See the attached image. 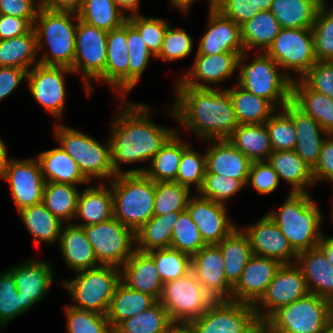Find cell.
<instances>
[{
  "label": "cell",
  "instance_id": "6da1fadb",
  "mask_svg": "<svg viewBox=\"0 0 333 333\" xmlns=\"http://www.w3.org/2000/svg\"><path fill=\"white\" fill-rule=\"evenodd\" d=\"M123 110L112 122L110 145L115 174L123 173L120 162L150 161L160 148L177 132L154 124L145 104L123 103Z\"/></svg>",
  "mask_w": 333,
  "mask_h": 333
},
{
  "label": "cell",
  "instance_id": "7a4b0ae2",
  "mask_svg": "<svg viewBox=\"0 0 333 333\" xmlns=\"http://www.w3.org/2000/svg\"><path fill=\"white\" fill-rule=\"evenodd\" d=\"M171 116L206 141L228 139L238 126L226 89L176 86Z\"/></svg>",
  "mask_w": 333,
  "mask_h": 333
},
{
  "label": "cell",
  "instance_id": "3957f363",
  "mask_svg": "<svg viewBox=\"0 0 333 333\" xmlns=\"http://www.w3.org/2000/svg\"><path fill=\"white\" fill-rule=\"evenodd\" d=\"M109 184L114 218L135 233L154 215L155 182L145 173L124 171Z\"/></svg>",
  "mask_w": 333,
  "mask_h": 333
},
{
  "label": "cell",
  "instance_id": "277c9868",
  "mask_svg": "<svg viewBox=\"0 0 333 333\" xmlns=\"http://www.w3.org/2000/svg\"><path fill=\"white\" fill-rule=\"evenodd\" d=\"M279 209L268 215L297 254L318 246L322 237L319 232L322 214L309 193L290 192Z\"/></svg>",
  "mask_w": 333,
  "mask_h": 333
},
{
  "label": "cell",
  "instance_id": "5b68a950",
  "mask_svg": "<svg viewBox=\"0 0 333 333\" xmlns=\"http://www.w3.org/2000/svg\"><path fill=\"white\" fill-rule=\"evenodd\" d=\"M72 19H78L77 12L50 11L40 7L33 27L37 35V50L48 45L50 54L45 53L39 64L73 67L77 23L74 25Z\"/></svg>",
  "mask_w": 333,
  "mask_h": 333
},
{
  "label": "cell",
  "instance_id": "8992f818",
  "mask_svg": "<svg viewBox=\"0 0 333 333\" xmlns=\"http://www.w3.org/2000/svg\"><path fill=\"white\" fill-rule=\"evenodd\" d=\"M331 321L333 304L308 293L276 310L262 324V333H320Z\"/></svg>",
  "mask_w": 333,
  "mask_h": 333
},
{
  "label": "cell",
  "instance_id": "52a82bcc",
  "mask_svg": "<svg viewBox=\"0 0 333 333\" xmlns=\"http://www.w3.org/2000/svg\"><path fill=\"white\" fill-rule=\"evenodd\" d=\"M245 57L244 52L237 61L240 69L237 85L282 109L292 100V80L279 71V65L265 52H260L251 63H245Z\"/></svg>",
  "mask_w": 333,
  "mask_h": 333
},
{
  "label": "cell",
  "instance_id": "ba28073f",
  "mask_svg": "<svg viewBox=\"0 0 333 333\" xmlns=\"http://www.w3.org/2000/svg\"><path fill=\"white\" fill-rule=\"evenodd\" d=\"M76 273L75 279L61 282L76 303L71 306L106 315L117 284L121 281V269L100 265Z\"/></svg>",
  "mask_w": 333,
  "mask_h": 333
},
{
  "label": "cell",
  "instance_id": "9c48e42d",
  "mask_svg": "<svg viewBox=\"0 0 333 333\" xmlns=\"http://www.w3.org/2000/svg\"><path fill=\"white\" fill-rule=\"evenodd\" d=\"M54 129L56 139L61 144L60 148L78 164L80 171L89 181L93 177L109 178V181L115 177L110 140L106 145H102L91 136L57 123Z\"/></svg>",
  "mask_w": 333,
  "mask_h": 333
},
{
  "label": "cell",
  "instance_id": "30bf717a",
  "mask_svg": "<svg viewBox=\"0 0 333 333\" xmlns=\"http://www.w3.org/2000/svg\"><path fill=\"white\" fill-rule=\"evenodd\" d=\"M176 327L188 326L215 301L191 270L185 276L163 284L158 300Z\"/></svg>",
  "mask_w": 333,
  "mask_h": 333
},
{
  "label": "cell",
  "instance_id": "8fae6325",
  "mask_svg": "<svg viewBox=\"0 0 333 333\" xmlns=\"http://www.w3.org/2000/svg\"><path fill=\"white\" fill-rule=\"evenodd\" d=\"M187 327L193 333H262L254 305L233 300L214 301Z\"/></svg>",
  "mask_w": 333,
  "mask_h": 333
},
{
  "label": "cell",
  "instance_id": "7c38bea8",
  "mask_svg": "<svg viewBox=\"0 0 333 333\" xmlns=\"http://www.w3.org/2000/svg\"><path fill=\"white\" fill-rule=\"evenodd\" d=\"M82 228L101 265L121 268L135 250V233L115 218Z\"/></svg>",
  "mask_w": 333,
  "mask_h": 333
},
{
  "label": "cell",
  "instance_id": "4fadbf2b",
  "mask_svg": "<svg viewBox=\"0 0 333 333\" xmlns=\"http://www.w3.org/2000/svg\"><path fill=\"white\" fill-rule=\"evenodd\" d=\"M265 53L292 81V76L285 73L288 69L303 77L316 63L312 28H281Z\"/></svg>",
  "mask_w": 333,
  "mask_h": 333
},
{
  "label": "cell",
  "instance_id": "5bb4252c",
  "mask_svg": "<svg viewBox=\"0 0 333 333\" xmlns=\"http://www.w3.org/2000/svg\"><path fill=\"white\" fill-rule=\"evenodd\" d=\"M107 33L77 19L75 58L71 70L82 74L87 96L91 94L90 80H96L105 70L107 60Z\"/></svg>",
  "mask_w": 333,
  "mask_h": 333
},
{
  "label": "cell",
  "instance_id": "9a60e30c",
  "mask_svg": "<svg viewBox=\"0 0 333 333\" xmlns=\"http://www.w3.org/2000/svg\"><path fill=\"white\" fill-rule=\"evenodd\" d=\"M308 293L305 278L296 263L282 264L265 294L254 305L259 322L263 324L280 307L289 305ZM260 305L265 311L261 310Z\"/></svg>",
  "mask_w": 333,
  "mask_h": 333
},
{
  "label": "cell",
  "instance_id": "2e32d148",
  "mask_svg": "<svg viewBox=\"0 0 333 333\" xmlns=\"http://www.w3.org/2000/svg\"><path fill=\"white\" fill-rule=\"evenodd\" d=\"M0 178L9 182L18 211L42 202L45 179L37 158H9Z\"/></svg>",
  "mask_w": 333,
  "mask_h": 333
},
{
  "label": "cell",
  "instance_id": "e0dca14e",
  "mask_svg": "<svg viewBox=\"0 0 333 333\" xmlns=\"http://www.w3.org/2000/svg\"><path fill=\"white\" fill-rule=\"evenodd\" d=\"M74 73L64 66L34 65L28 71V88L33 98L53 116L62 118L65 104V75Z\"/></svg>",
  "mask_w": 333,
  "mask_h": 333
},
{
  "label": "cell",
  "instance_id": "ac0fdd59",
  "mask_svg": "<svg viewBox=\"0 0 333 333\" xmlns=\"http://www.w3.org/2000/svg\"><path fill=\"white\" fill-rule=\"evenodd\" d=\"M191 270L215 300H232L233 286L224 273L223 254L217 244L205 245L191 258Z\"/></svg>",
  "mask_w": 333,
  "mask_h": 333
},
{
  "label": "cell",
  "instance_id": "d6986e66",
  "mask_svg": "<svg viewBox=\"0 0 333 333\" xmlns=\"http://www.w3.org/2000/svg\"><path fill=\"white\" fill-rule=\"evenodd\" d=\"M243 231L249 238L253 255L271 258L282 264H295L298 254L268 214Z\"/></svg>",
  "mask_w": 333,
  "mask_h": 333
},
{
  "label": "cell",
  "instance_id": "ffe728a7",
  "mask_svg": "<svg viewBox=\"0 0 333 333\" xmlns=\"http://www.w3.org/2000/svg\"><path fill=\"white\" fill-rule=\"evenodd\" d=\"M281 265L277 260L252 255L233 286L232 300L255 305L265 294Z\"/></svg>",
  "mask_w": 333,
  "mask_h": 333
},
{
  "label": "cell",
  "instance_id": "44dd1931",
  "mask_svg": "<svg viewBox=\"0 0 333 333\" xmlns=\"http://www.w3.org/2000/svg\"><path fill=\"white\" fill-rule=\"evenodd\" d=\"M209 25L201 38L196 54H220L235 52L241 56L244 46L241 37V26L222 15L212 6L209 0Z\"/></svg>",
  "mask_w": 333,
  "mask_h": 333
},
{
  "label": "cell",
  "instance_id": "7402d4cb",
  "mask_svg": "<svg viewBox=\"0 0 333 333\" xmlns=\"http://www.w3.org/2000/svg\"><path fill=\"white\" fill-rule=\"evenodd\" d=\"M186 210L206 245L218 244L236 227L228 219L225 205L210 199L193 196L189 199Z\"/></svg>",
  "mask_w": 333,
  "mask_h": 333
},
{
  "label": "cell",
  "instance_id": "603a6c76",
  "mask_svg": "<svg viewBox=\"0 0 333 333\" xmlns=\"http://www.w3.org/2000/svg\"><path fill=\"white\" fill-rule=\"evenodd\" d=\"M239 57L235 52L212 55L196 54L195 63L184 75V78L182 77L181 80H178L176 86L214 88L213 86L211 87V83L221 82L233 75L237 69ZM202 80H204V83H202Z\"/></svg>",
  "mask_w": 333,
  "mask_h": 333
},
{
  "label": "cell",
  "instance_id": "cb8c5ba5",
  "mask_svg": "<svg viewBox=\"0 0 333 333\" xmlns=\"http://www.w3.org/2000/svg\"><path fill=\"white\" fill-rule=\"evenodd\" d=\"M96 81H105L121 95L129 92V56L127 21L107 33V60L104 72Z\"/></svg>",
  "mask_w": 333,
  "mask_h": 333
},
{
  "label": "cell",
  "instance_id": "d4e9b609",
  "mask_svg": "<svg viewBox=\"0 0 333 333\" xmlns=\"http://www.w3.org/2000/svg\"><path fill=\"white\" fill-rule=\"evenodd\" d=\"M9 270L13 274L17 292L23 298L25 311L44 298L55 274L47 261L31 260Z\"/></svg>",
  "mask_w": 333,
  "mask_h": 333
},
{
  "label": "cell",
  "instance_id": "484cf974",
  "mask_svg": "<svg viewBox=\"0 0 333 333\" xmlns=\"http://www.w3.org/2000/svg\"><path fill=\"white\" fill-rule=\"evenodd\" d=\"M217 141L205 151L206 174H218L240 180L247 184L252 161L238 150L228 139H209Z\"/></svg>",
  "mask_w": 333,
  "mask_h": 333
},
{
  "label": "cell",
  "instance_id": "4316f807",
  "mask_svg": "<svg viewBox=\"0 0 333 333\" xmlns=\"http://www.w3.org/2000/svg\"><path fill=\"white\" fill-rule=\"evenodd\" d=\"M282 110L292 119L295 126L297 142L294 151L304 162L313 168L318 162L321 146L325 140L321 138V132L327 136L329 134L292 100Z\"/></svg>",
  "mask_w": 333,
  "mask_h": 333
},
{
  "label": "cell",
  "instance_id": "83f0119b",
  "mask_svg": "<svg viewBox=\"0 0 333 333\" xmlns=\"http://www.w3.org/2000/svg\"><path fill=\"white\" fill-rule=\"evenodd\" d=\"M296 263L305 278L309 293L333 304V265L326 259L324 252L318 246L302 251L298 253Z\"/></svg>",
  "mask_w": 333,
  "mask_h": 333
},
{
  "label": "cell",
  "instance_id": "f1b7e54d",
  "mask_svg": "<svg viewBox=\"0 0 333 333\" xmlns=\"http://www.w3.org/2000/svg\"><path fill=\"white\" fill-rule=\"evenodd\" d=\"M121 269V281L129 288L160 299L164 283L153 258L147 252L135 249Z\"/></svg>",
  "mask_w": 333,
  "mask_h": 333
},
{
  "label": "cell",
  "instance_id": "f546056e",
  "mask_svg": "<svg viewBox=\"0 0 333 333\" xmlns=\"http://www.w3.org/2000/svg\"><path fill=\"white\" fill-rule=\"evenodd\" d=\"M59 242L66 264L75 272L101 265L97 261L92 245L87 240L82 227L70 223L66 227H62Z\"/></svg>",
  "mask_w": 333,
  "mask_h": 333
},
{
  "label": "cell",
  "instance_id": "4dcf8cb0",
  "mask_svg": "<svg viewBox=\"0 0 333 333\" xmlns=\"http://www.w3.org/2000/svg\"><path fill=\"white\" fill-rule=\"evenodd\" d=\"M278 175L292 185V193H308L313 186L312 168L304 162L294 150L273 151L267 160Z\"/></svg>",
  "mask_w": 333,
  "mask_h": 333
},
{
  "label": "cell",
  "instance_id": "1f68e13d",
  "mask_svg": "<svg viewBox=\"0 0 333 333\" xmlns=\"http://www.w3.org/2000/svg\"><path fill=\"white\" fill-rule=\"evenodd\" d=\"M189 146L183 143L176 132L152 158L150 168L130 169L126 173H145L154 182H177V173L182 152Z\"/></svg>",
  "mask_w": 333,
  "mask_h": 333
},
{
  "label": "cell",
  "instance_id": "d6a6232c",
  "mask_svg": "<svg viewBox=\"0 0 333 333\" xmlns=\"http://www.w3.org/2000/svg\"><path fill=\"white\" fill-rule=\"evenodd\" d=\"M292 101L317 121L322 129L333 135V100L310 89L302 80L292 81Z\"/></svg>",
  "mask_w": 333,
  "mask_h": 333
},
{
  "label": "cell",
  "instance_id": "836d02e7",
  "mask_svg": "<svg viewBox=\"0 0 333 333\" xmlns=\"http://www.w3.org/2000/svg\"><path fill=\"white\" fill-rule=\"evenodd\" d=\"M40 163L45 182L77 185L89 183L78 164L60 147L41 152L36 157Z\"/></svg>",
  "mask_w": 333,
  "mask_h": 333
},
{
  "label": "cell",
  "instance_id": "e575fe53",
  "mask_svg": "<svg viewBox=\"0 0 333 333\" xmlns=\"http://www.w3.org/2000/svg\"><path fill=\"white\" fill-rule=\"evenodd\" d=\"M75 217H81L83 223L76 224L80 227L98 224L114 218L113 196L111 186L106 188L101 184L98 187H86L79 194L77 213Z\"/></svg>",
  "mask_w": 333,
  "mask_h": 333
},
{
  "label": "cell",
  "instance_id": "d590c367",
  "mask_svg": "<svg viewBox=\"0 0 333 333\" xmlns=\"http://www.w3.org/2000/svg\"><path fill=\"white\" fill-rule=\"evenodd\" d=\"M156 301L157 300L150 294L133 290L120 281L111 298L106 314L112 330L122 321L145 311Z\"/></svg>",
  "mask_w": 333,
  "mask_h": 333
},
{
  "label": "cell",
  "instance_id": "8d00e7d4",
  "mask_svg": "<svg viewBox=\"0 0 333 333\" xmlns=\"http://www.w3.org/2000/svg\"><path fill=\"white\" fill-rule=\"evenodd\" d=\"M217 245L223 254L225 278L234 286L253 255L249 238L244 231L235 227Z\"/></svg>",
  "mask_w": 333,
  "mask_h": 333
},
{
  "label": "cell",
  "instance_id": "74e56055",
  "mask_svg": "<svg viewBox=\"0 0 333 333\" xmlns=\"http://www.w3.org/2000/svg\"><path fill=\"white\" fill-rule=\"evenodd\" d=\"M183 211H173L165 215H153L135 232V249L149 252L155 249L169 248L173 228Z\"/></svg>",
  "mask_w": 333,
  "mask_h": 333
},
{
  "label": "cell",
  "instance_id": "f35d334b",
  "mask_svg": "<svg viewBox=\"0 0 333 333\" xmlns=\"http://www.w3.org/2000/svg\"><path fill=\"white\" fill-rule=\"evenodd\" d=\"M228 140L252 162L267 161L273 152L265 124H238Z\"/></svg>",
  "mask_w": 333,
  "mask_h": 333
},
{
  "label": "cell",
  "instance_id": "ab89813d",
  "mask_svg": "<svg viewBox=\"0 0 333 333\" xmlns=\"http://www.w3.org/2000/svg\"><path fill=\"white\" fill-rule=\"evenodd\" d=\"M236 86L226 90L230 95L238 124H265L276 108L264 98L244 90L239 85Z\"/></svg>",
  "mask_w": 333,
  "mask_h": 333
},
{
  "label": "cell",
  "instance_id": "60d3db41",
  "mask_svg": "<svg viewBox=\"0 0 333 333\" xmlns=\"http://www.w3.org/2000/svg\"><path fill=\"white\" fill-rule=\"evenodd\" d=\"M18 213L28 233L33 236L36 246L41 242L53 243L60 239L63 222L54 216L42 202L26 207Z\"/></svg>",
  "mask_w": 333,
  "mask_h": 333
},
{
  "label": "cell",
  "instance_id": "b9f144b4",
  "mask_svg": "<svg viewBox=\"0 0 333 333\" xmlns=\"http://www.w3.org/2000/svg\"><path fill=\"white\" fill-rule=\"evenodd\" d=\"M280 30V23L270 10L259 12L241 25V37L245 53L250 48L266 52Z\"/></svg>",
  "mask_w": 333,
  "mask_h": 333
},
{
  "label": "cell",
  "instance_id": "7bdbcfd3",
  "mask_svg": "<svg viewBox=\"0 0 333 333\" xmlns=\"http://www.w3.org/2000/svg\"><path fill=\"white\" fill-rule=\"evenodd\" d=\"M37 55L34 28L29 33L0 41V67H17L29 71V66L39 64V60L35 59Z\"/></svg>",
  "mask_w": 333,
  "mask_h": 333
},
{
  "label": "cell",
  "instance_id": "ee69618b",
  "mask_svg": "<svg viewBox=\"0 0 333 333\" xmlns=\"http://www.w3.org/2000/svg\"><path fill=\"white\" fill-rule=\"evenodd\" d=\"M176 326L157 300L152 306L122 321L113 333H171Z\"/></svg>",
  "mask_w": 333,
  "mask_h": 333
},
{
  "label": "cell",
  "instance_id": "f6af8a7d",
  "mask_svg": "<svg viewBox=\"0 0 333 333\" xmlns=\"http://www.w3.org/2000/svg\"><path fill=\"white\" fill-rule=\"evenodd\" d=\"M77 15L85 23L106 32L119 28L128 17L117 7L114 0H83Z\"/></svg>",
  "mask_w": 333,
  "mask_h": 333
},
{
  "label": "cell",
  "instance_id": "bcb514c9",
  "mask_svg": "<svg viewBox=\"0 0 333 333\" xmlns=\"http://www.w3.org/2000/svg\"><path fill=\"white\" fill-rule=\"evenodd\" d=\"M79 194L75 185L45 182L42 203L59 220L68 222L76 216Z\"/></svg>",
  "mask_w": 333,
  "mask_h": 333
},
{
  "label": "cell",
  "instance_id": "7dc6e473",
  "mask_svg": "<svg viewBox=\"0 0 333 333\" xmlns=\"http://www.w3.org/2000/svg\"><path fill=\"white\" fill-rule=\"evenodd\" d=\"M270 11L281 28H312L318 12L308 0H273Z\"/></svg>",
  "mask_w": 333,
  "mask_h": 333
},
{
  "label": "cell",
  "instance_id": "c3c4849f",
  "mask_svg": "<svg viewBox=\"0 0 333 333\" xmlns=\"http://www.w3.org/2000/svg\"><path fill=\"white\" fill-rule=\"evenodd\" d=\"M147 253L153 258L164 284L183 277L191 271V257L177 249L169 247Z\"/></svg>",
  "mask_w": 333,
  "mask_h": 333
},
{
  "label": "cell",
  "instance_id": "681fc988",
  "mask_svg": "<svg viewBox=\"0 0 333 333\" xmlns=\"http://www.w3.org/2000/svg\"><path fill=\"white\" fill-rule=\"evenodd\" d=\"M191 197L190 188L176 181L155 182L154 215L185 211Z\"/></svg>",
  "mask_w": 333,
  "mask_h": 333
},
{
  "label": "cell",
  "instance_id": "f907efd6",
  "mask_svg": "<svg viewBox=\"0 0 333 333\" xmlns=\"http://www.w3.org/2000/svg\"><path fill=\"white\" fill-rule=\"evenodd\" d=\"M205 245L190 214L183 211L174 225L170 247L192 258Z\"/></svg>",
  "mask_w": 333,
  "mask_h": 333
},
{
  "label": "cell",
  "instance_id": "816d5d0a",
  "mask_svg": "<svg viewBox=\"0 0 333 333\" xmlns=\"http://www.w3.org/2000/svg\"><path fill=\"white\" fill-rule=\"evenodd\" d=\"M127 48L129 56V91L139 81L150 56L154 54L147 48L138 30L127 20Z\"/></svg>",
  "mask_w": 333,
  "mask_h": 333
},
{
  "label": "cell",
  "instance_id": "f5cc1de1",
  "mask_svg": "<svg viewBox=\"0 0 333 333\" xmlns=\"http://www.w3.org/2000/svg\"><path fill=\"white\" fill-rule=\"evenodd\" d=\"M65 309L68 333H113L106 315L71 305Z\"/></svg>",
  "mask_w": 333,
  "mask_h": 333
},
{
  "label": "cell",
  "instance_id": "db71d44e",
  "mask_svg": "<svg viewBox=\"0 0 333 333\" xmlns=\"http://www.w3.org/2000/svg\"><path fill=\"white\" fill-rule=\"evenodd\" d=\"M273 151L294 150L297 142L292 119L281 109L265 123Z\"/></svg>",
  "mask_w": 333,
  "mask_h": 333
},
{
  "label": "cell",
  "instance_id": "11a10c76",
  "mask_svg": "<svg viewBox=\"0 0 333 333\" xmlns=\"http://www.w3.org/2000/svg\"><path fill=\"white\" fill-rule=\"evenodd\" d=\"M26 312L23 309V298L17 292L13 274L10 270L0 274V327L15 317Z\"/></svg>",
  "mask_w": 333,
  "mask_h": 333
},
{
  "label": "cell",
  "instance_id": "9f6ffc18",
  "mask_svg": "<svg viewBox=\"0 0 333 333\" xmlns=\"http://www.w3.org/2000/svg\"><path fill=\"white\" fill-rule=\"evenodd\" d=\"M312 34L316 61H333V10L317 12Z\"/></svg>",
  "mask_w": 333,
  "mask_h": 333
},
{
  "label": "cell",
  "instance_id": "6f0895ef",
  "mask_svg": "<svg viewBox=\"0 0 333 333\" xmlns=\"http://www.w3.org/2000/svg\"><path fill=\"white\" fill-rule=\"evenodd\" d=\"M206 174V155H200L193 151L190 145L182 152L177 173V183L191 188L193 183L196 184V190L199 191L204 183Z\"/></svg>",
  "mask_w": 333,
  "mask_h": 333
},
{
  "label": "cell",
  "instance_id": "680465c9",
  "mask_svg": "<svg viewBox=\"0 0 333 333\" xmlns=\"http://www.w3.org/2000/svg\"><path fill=\"white\" fill-rule=\"evenodd\" d=\"M127 20L138 30L147 48L156 57L162 48L164 35L169 26L167 21L162 18H147L140 14L130 15Z\"/></svg>",
  "mask_w": 333,
  "mask_h": 333
},
{
  "label": "cell",
  "instance_id": "91938a15",
  "mask_svg": "<svg viewBox=\"0 0 333 333\" xmlns=\"http://www.w3.org/2000/svg\"><path fill=\"white\" fill-rule=\"evenodd\" d=\"M244 184L235 178L218 174H205L202 188L197 192L201 197L225 205L224 201L235 195Z\"/></svg>",
  "mask_w": 333,
  "mask_h": 333
},
{
  "label": "cell",
  "instance_id": "94428289",
  "mask_svg": "<svg viewBox=\"0 0 333 333\" xmlns=\"http://www.w3.org/2000/svg\"><path fill=\"white\" fill-rule=\"evenodd\" d=\"M192 46V38L186 33V30L168 26L162 48L156 57L169 62L178 60L192 53Z\"/></svg>",
  "mask_w": 333,
  "mask_h": 333
},
{
  "label": "cell",
  "instance_id": "6125c7cd",
  "mask_svg": "<svg viewBox=\"0 0 333 333\" xmlns=\"http://www.w3.org/2000/svg\"><path fill=\"white\" fill-rule=\"evenodd\" d=\"M310 89L333 100V61H316L300 78Z\"/></svg>",
  "mask_w": 333,
  "mask_h": 333
},
{
  "label": "cell",
  "instance_id": "be15d7a7",
  "mask_svg": "<svg viewBox=\"0 0 333 333\" xmlns=\"http://www.w3.org/2000/svg\"><path fill=\"white\" fill-rule=\"evenodd\" d=\"M279 178L268 161L251 163L247 184L253 185L260 194H270L279 185Z\"/></svg>",
  "mask_w": 333,
  "mask_h": 333
},
{
  "label": "cell",
  "instance_id": "e7e4bbea",
  "mask_svg": "<svg viewBox=\"0 0 333 333\" xmlns=\"http://www.w3.org/2000/svg\"><path fill=\"white\" fill-rule=\"evenodd\" d=\"M212 6L239 26L252 18V0H212Z\"/></svg>",
  "mask_w": 333,
  "mask_h": 333
},
{
  "label": "cell",
  "instance_id": "03108f58",
  "mask_svg": "<svg viewBox=\"0 0 333 333\" xmlns=\"http://www.w3.org/2000/svg\"><path fill=\"white\" fill-rule=\"evenodd\" d=\"M35 0H0V14L27 19L33 26L40 9Z\"/></svg>",
  "mask_w": 333,
  "mask_h": 333
},
{
  "label": "cell",
  "instance_id": "003e7915",
  "mask_svg": "<svg viewBox=\"0 0 333 333\" xmlns=\"http://www.w3.org/2000/svg\"><path fill=\"white\" fill-rule=\"evenodd\" d=\"M314 183L318 180H329L333 183V135L322 143L318 162L312 168Z\"/></svg>",
  "mask_w": 333,
  "mask_h": 333
},
{
  "label": "cell",
  "instance_id": "a7ac6f4b",
  "mask_svg": "<svg viewBox=\"0 0 333 333\" xmlns=\"http://www.w3.org/2000/svg\"><path fill=\"white\" fill-rule=\"evenodd\" d=\"M33 27L25 18L0 14V41L29 33Z\"/></svg>",
  "mask_w": 333,
  "mask_h": 333
},
{
  "label": "cell",
  "instance_id": "89a4df30",
  "mask_svg": "<svg viewBox=\"0 0 333 333\" xmlns=\"http://www.w3.org/2000/svg\"><path fill=\"white\" fill-rule=\"evenodd\" d=\"M28 70L17 67H0V101L9 96L24 78Z\"/></svg>",
  "mask_w": 333,
  "mask_h": 333
},
{
  "label": "cell",
  "instance_id": "2644e50d",
  "mask_svg": "<svg viewBox=\"0 0 333 333\" xmlns=\"http://www.w3.org/2000/svg\"><path fill=\"white\" fill-rule=\"evenodd\" d=\"M83 0H40L41 8L50 11H73L77 12Z\"/></svg>",
  "mask_w": 333,
  "mask_h": 333
},
{
  "label": "cell",
  "instance_id": "8c879c8a",
  "mask_svg": "<svg viewBox=\"0 0 333 333\" xmlns=\"http://www.w3.org/2000/svg\"><path fill=\"white\" fill-rule=\"evenodd\" d=\"M318 247L324 252L326 259L333 265V237L322 235Z\"/></svg>",
  "mask_w": 333,
  "mask_h": 333
},
{
  "label": "cell",
  "instance_id": "753ad0ef",
  "mask_svg": "<svg viewBox=\"0 0 333 333\" xmlns=\"http://www.w3.org/2000/svg\"><path fill=\"white\" fill-rule=\"evenodd\" d=\"M117 7L125 14V10L132 12V15H137L140 0H114Z\"/></svg>",
  "mask_w": 333,
  "mask_h": 333
},
{
  "label": "cell",
  "instance_id": "34e18365",
  "mask_svg": "<svg viewBox=\"0 0 333 333\" xmlns=\"http://www.w3.org/2000/svg\"><path fill=\"white\" fill-rule=\"evenodd\" d=\"M273 0H252V18L261 11L270 10Z\"/></svg>",
  "mask_w": 333,
  "mask_h": 333
},
{
  "label": "cell",
  "instance_id": "11e5206c",
  "mask_svg": "<svg viewBox=\"0 0 333 333\" xmlns=\"http://www.w3.org/2000/svg\"><path fill=\"white\" fill-rule=\"evenodd\" d=\"M194 1L195 0H170L171 5L174 8H178L179 10L183 11L185 15L188 13L190 5H192Z\"/></svg>",
  "mask_w": 333,
  "mask_h": 333
},
{
  "label": "cell",
  "instance_id": "2a66077c",
  "mask_svg": "<svg viewBox=\"0 0 333 333\" xmlns=\"http://www.w3.org/2000/svg\"><path fill=\"white\" fill-rule=\"evenodd\" d=\"M8 157H7V148L6 145L3 143V141L0 138V176L3 174L5 167L8 163Z\"/></svg>",
  "mask_w": 333,
  "mask_h": 333
},
{
  "label": "cell",
  "instance_id": "b9fcfbb0",
  "mask_svg": "<svg viewBox=\"0 0 333 333\" xmlns=\"http://www.w3.org/2000/svg\"><path fill=\"white\" fill-rule=\"evenodd\" d=\"M309 3L315 8L317 11H326L331 10V8H327V4L324 0H308Z\"/></svg>",
  "mask_w": 333,
  "mask_h": 333
},
{
  "label": "cell",
  "instance_id": "09005b40",
  "mask_svg": "<svg viewBox=\"0 0 333 333\" xmlns=\"http://www.w3.org/2000/svg\"><path fill=\"white\" fill-rule=\"evenodd\" d=\"M171 333H193L187 326L175 327Z\"/></svg>",
  "mask_w": 333,
  "mask_h": 333
},
{
  "label": "cell",
  "instance_id": "979ff035",
  "mask_svg": "<svg viewBox=\"0 0 333 333\" xmlns=\"http://www.w3.org/2000/svg\"><path fill=\"white\" fill-rule=\"evenodd\" d=\"M320 333H333V321H331Z\"/></svg>",
  "mask_w": 333,
  "mask_h": 333
},
{
  "label": "cell",
  "instance_id": "deb4b68c",
  "mask_svg": "<svg viewBox=\"0 0 333 333\" xmlns=\"http://www.w3.org/2000/svg\"><path fill=\"white\" fill-rule=\"evenodd\" d=\"M331 215H332V218H333V206H332V211H331Z\"/></svg>",
  "mask_w": 333,
  "mask_h": 333
}]
</instances>
